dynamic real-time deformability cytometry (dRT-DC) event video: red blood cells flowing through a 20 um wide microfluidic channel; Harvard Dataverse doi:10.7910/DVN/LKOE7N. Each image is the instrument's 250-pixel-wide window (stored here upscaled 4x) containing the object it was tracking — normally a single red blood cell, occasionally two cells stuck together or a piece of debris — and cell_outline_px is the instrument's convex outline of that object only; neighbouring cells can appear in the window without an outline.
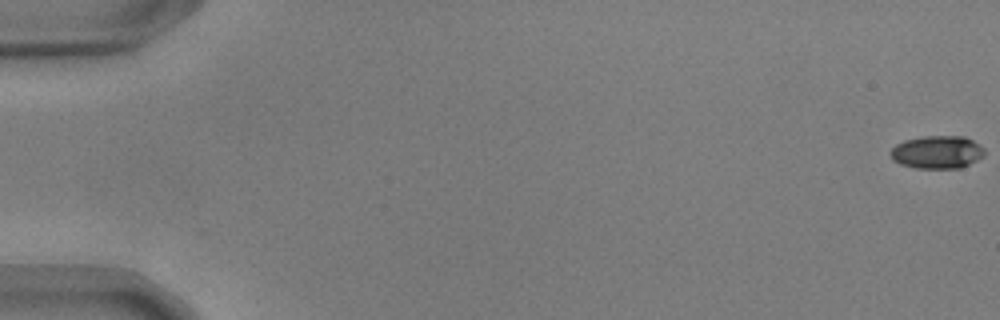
{"species": "common noctule bat (a hibernating species)", "species_latin": "Nyctalus noctula", "temperature_condition": "warm", "stored_images_in_passage": 56, "camera_frame_rate_fps": 3000, "um_per_image_px": 0.085, "animal": {"sex": "male", "body_mass_g": 17.9, "forearm_length_mm": 54.2}, "frame": {"image": 1, "passage_image": 1, "time_ms": 0.0, "image_size_px": [1000, 320], "cell_outline_px": [[984, 156], [960, 168], [916, 168], [900, 164], [892, 160], [888, 152], [896, 144], [904, 140], [920, 136], [964, 136], [972, 140], [984, 148]], "centroid_in_image_um": [79.61, 12.92], "position_along_channel_um": 5.4, "area_um2": 18.15}}
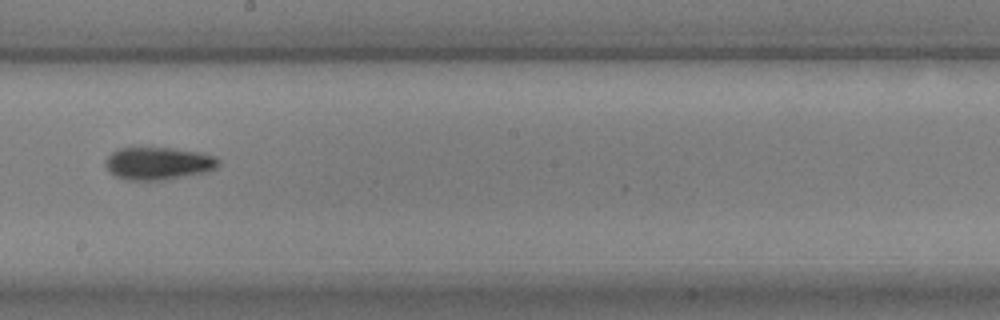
{"frame": {"image": 2, "passage_image": 33, "time_ms": 10.667, "image_size_px": [1000, 320], "cell_outline_px": [[220, 164], [216, 168], [208, 172], [164, 180], [128, 180], [116, 176], [108, 172], [104, 164], [108, 156], [112, 152], [120, 148], [172, 148], [200, 152], [216, 156], [220, 160]], "centroid_in_image_um": [13.48, 13.89], "position_along_channel_um": 234.7, "area_um2": 21.68}}
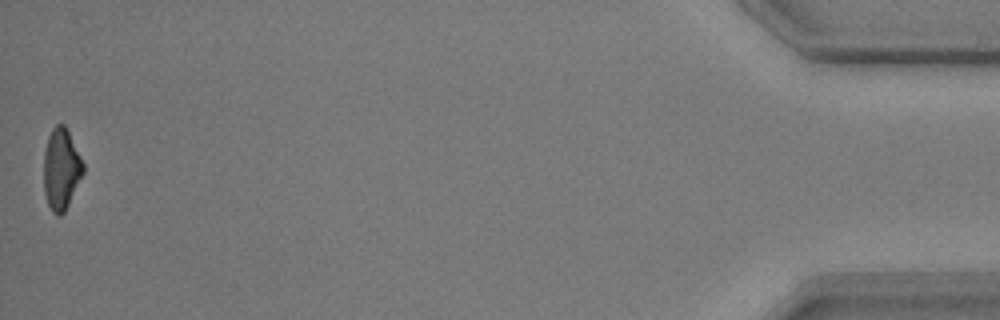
{"frame": {"image": 3, "passage_image": 56, "time_ms": 18.333, "image_size_px": [1000, 320], "cell_outline_px": [[84, 172], [64, 212], [60, 216], [56, 216], [52, 212], [48, 204], [44, 192], [44, 152], [48, 136], [52, 128], [56, 124], [64, 124], [68, 128], [84, 164]], "centroid_in_image_um": [5.2, 14.34], "position_along_channel_um": 430.0, "area_um2": 18.79}, "authors_computed_cell_mechanics": {"area_um2": 19.8543, "velocity_mm_per_s": 3.7094, "shape_relaxation_time_tau1_ms": 5.1711, "shape_relaxation_time_tau2_ms": 5.2821, "deformation_change_tau1": 0.1864, "deformation_change_tau2": 0.1329}}